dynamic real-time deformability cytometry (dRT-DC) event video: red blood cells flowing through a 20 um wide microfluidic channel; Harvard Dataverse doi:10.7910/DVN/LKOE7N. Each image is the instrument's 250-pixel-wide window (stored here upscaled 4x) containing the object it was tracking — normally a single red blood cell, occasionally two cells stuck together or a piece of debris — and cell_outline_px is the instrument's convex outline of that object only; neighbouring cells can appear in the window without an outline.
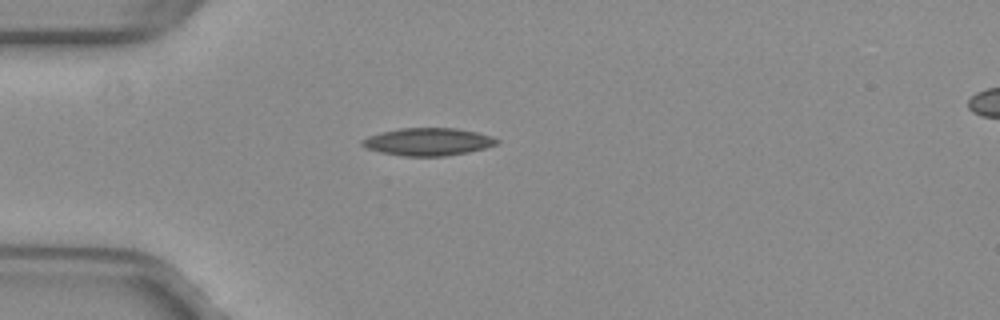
{"species": "common noctule bat (a hibernating species)", "species_latin": "Nyctalus noctula", "temperature_condition": "warm", "stored_images_in_passage": 38, "camera_frame_rate_fps": 3000, "um_per_image_px": 0.085, "animal": {"sex": "female", "body_mass_g": 29.2, "forearm_length_mm": 56.3}, "frame": {"image": 1, "passage_image": 1, "time_ms": 0.0, "image_size_px": [1000, 320], "cell_outline_px": [[500, 140], [496, 144], [484, 148], [468, 152], [448, 156], [400, 156], [380, 152], [368, 148], [360, 144], [360, 140], [368, 136], [380, 132], [400, 128], [456, 128], [476, 132], [492, 136]], "centroid_in_image_um": [36.36, 12.05], "position_along_channel_um": 48.6, "area_um2": 21.73}}
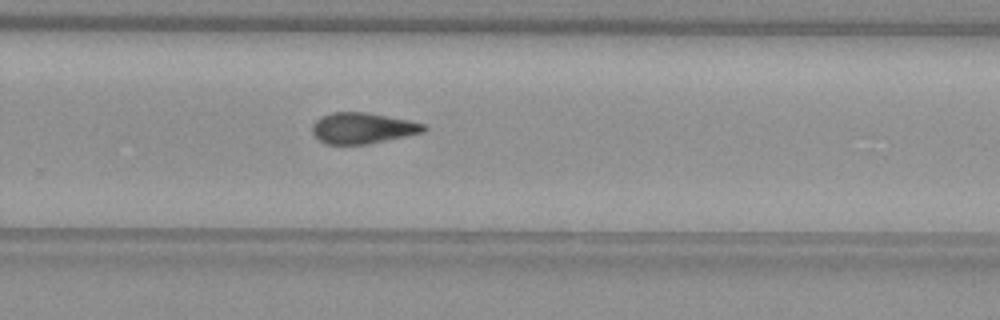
{"frame": {"image": 2, "passage_image": 21, "time_ms": 6.667, "image_size_px": [1000, 320], "cell_outline_px": [[428, 128], [424, 132], [368, 144], [324, 144], [312, 132], [312, 124], [320, 116], [332, 112], [368, 112], [408, 120], [424, 124]], "centroid_in_image_um": [30.81, 10.88], "position_along_channel_um": 299.0, "area_um2": 20.11}}
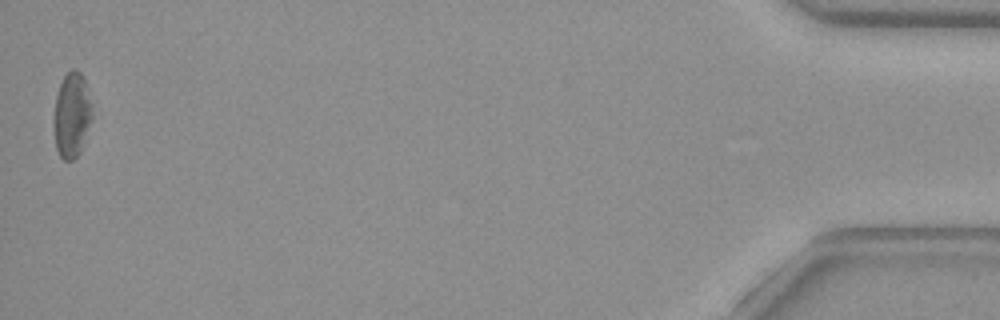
{"frame": {"image": 3, "passage_image": 38, "time_ms": 12.333, "image_size_px": [1000, 320], "cell_outline_px": [[92, 120], [80, 152], [72, 160], [64, 160], [60, 156], [56, 148], [52, 120], [56, 96], [60, 84], [64, 76], [72, 68], [76, 68], [84, 76], [92, 116]], "centroid_in_image_um": [6.07, 9.78], "position_along_channel_um": 429.1, "area_um2": 19.02}, "authors_computed_cell_mechanics": {"area_um2": 20.4901, "velocity_mm_per_s": 3.9921, "shape_relaxation_time_tau1_ms": null, "shape_relaxation_time_tau2_ms": 4.8859, "deformation_change_tau1": null, "deformation_change_tau2": 0.1271}}